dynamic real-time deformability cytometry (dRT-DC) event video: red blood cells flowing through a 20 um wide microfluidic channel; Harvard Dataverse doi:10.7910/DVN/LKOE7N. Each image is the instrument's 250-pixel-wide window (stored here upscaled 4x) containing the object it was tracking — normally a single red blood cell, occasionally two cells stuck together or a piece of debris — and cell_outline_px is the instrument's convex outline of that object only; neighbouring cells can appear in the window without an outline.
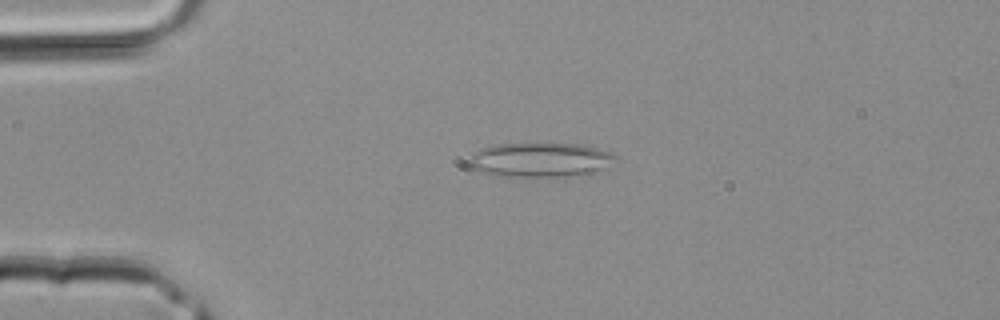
{"species": "common noctule bat (a hibernating species)", "species_latin": "Nyctalus noctula", "temperature_condition": "room temperature", "stored_images_in_passage": 27, "camera_frame_rate_fps": 3000, "um_per_image_px": 0.085, "animal": {"sex": "male", "body_mass_g": 20.4}, "frame": {"image": 1, "passage_image": 9, "time_ms": 2.667, "image_size_px": [1000, 320], "cell_outline_px": [[616, 156], [600, 168], [580, 176], [488, 176], [472, 168], [468, 164], [468, 160], [480, 148], [496, 144], [580, 144], [612, 152]], "centroid_in_image_um": [45.81, 13.59], "position_along_channel_um": 39.2, "area_um2": 28.96}}
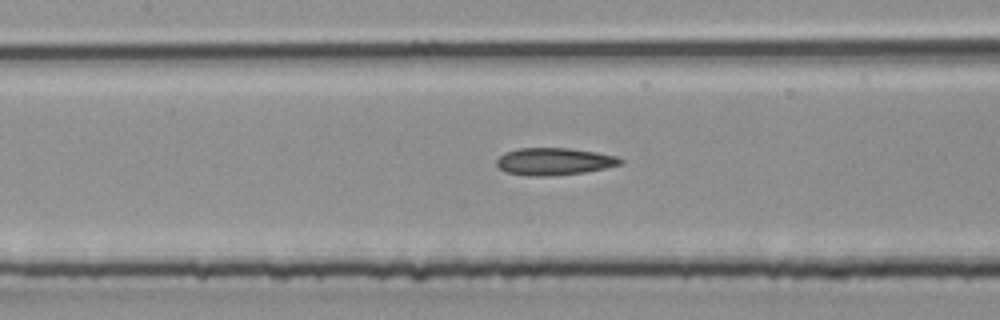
{"frame": {"image": 2, "passage_image": 18, "time_ms": 5.667, "image_size_px": [1000, 320], "cell_outline_px": [[624, 164], [584, 172], [548, 176], [528, 176], [504, 172], [496, 164], [496, 160], [504, 152], [520, 148], [568, 148], [596, 152], [616, 156], [624, 160]], "centroid_in_image_um": [47.09, 13.72], "position_along_channel_um": 160.3, "area_um2": 19.71}}
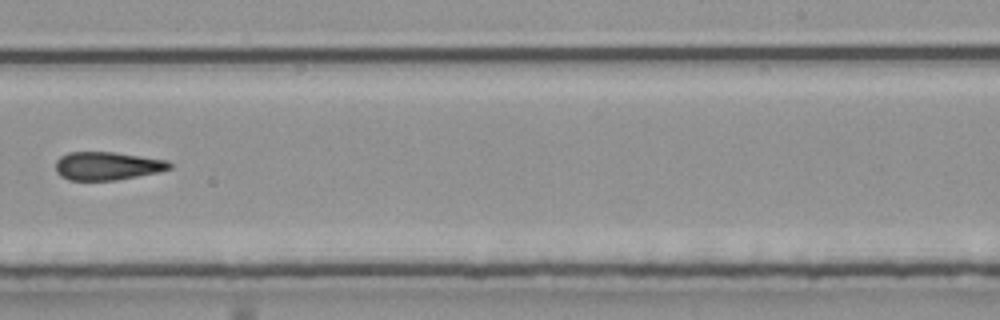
{"frame": {"image": 3, "passage_image": 25, "time_ms": 8.0, "image_size_px": [1000, 320], "cell_outline_px": [[172, 168], [156, 172], [116, 180], [68, 180], [60, 176], [56, 172], [56, 160], [60, 156], [68, 152], [112, 152], [168, 160], [172, 164]], "centroid_in_image_um": [9.08, 14.1], "position_along_channel_um": 279.9, "area_um2": 18.67}}